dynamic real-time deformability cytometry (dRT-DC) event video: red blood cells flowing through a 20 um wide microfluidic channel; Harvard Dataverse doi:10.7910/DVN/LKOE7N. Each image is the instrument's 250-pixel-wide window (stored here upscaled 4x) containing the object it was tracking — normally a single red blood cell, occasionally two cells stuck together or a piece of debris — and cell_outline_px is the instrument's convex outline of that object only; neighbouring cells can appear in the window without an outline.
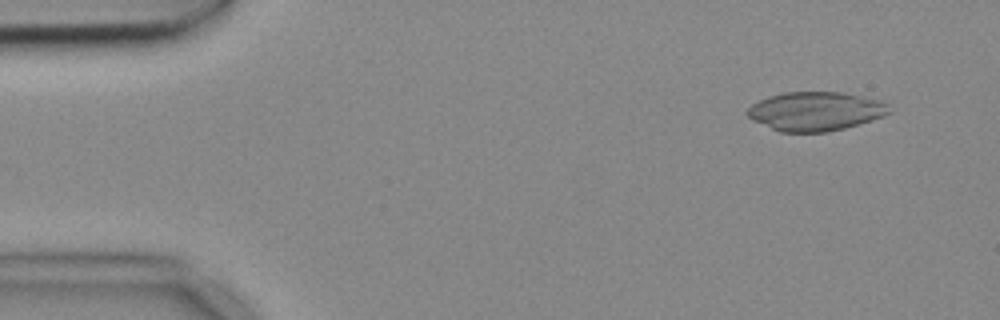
{"species": "common noctule bat (a hibernating species)", "species_latin": "Nyctalus noctula", "temperature_condition": "cold", "stored_images_in_passage": 8, "camera_frame_rate_fps": 3000, "um_per_image_px": 0.085, "animal": {"sex": "female", "body_mass_g": 18.4}, "frame": {"image": 1, "passage_image": 2, "time_ms": 0.333, "image_size_px": [1000, 320], "cell_outline_px": [[892, 112], [884, 116], [844, 128], [824, 132], [780, 132], [752, 120], [744, 112], [752, 104], [768, 96], [784, 92], [840, 92], [880, 100], [888, 104]], "centroid_in_image_um": [69.3, 9.45], "position_along_channel_um": 15.7, "area_um2": 32.14}}